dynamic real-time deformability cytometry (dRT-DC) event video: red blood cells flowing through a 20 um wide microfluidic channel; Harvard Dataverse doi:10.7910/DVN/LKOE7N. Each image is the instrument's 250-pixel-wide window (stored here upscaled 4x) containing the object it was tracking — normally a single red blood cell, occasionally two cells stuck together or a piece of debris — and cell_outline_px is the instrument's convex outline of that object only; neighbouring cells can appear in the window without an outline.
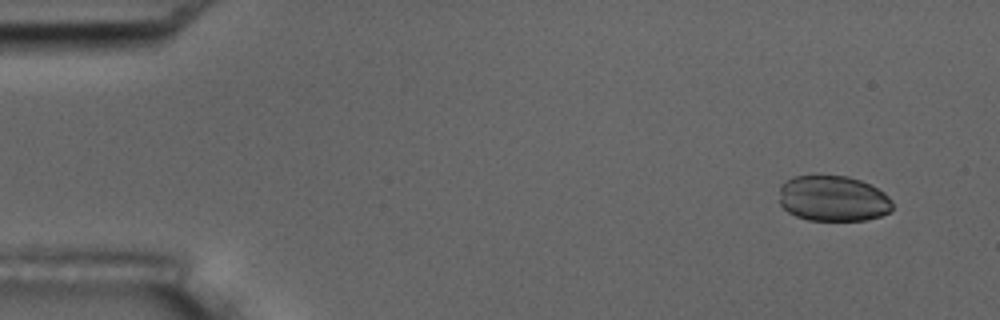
{"species": "common noctule bat (a hibernating species)", "species_latin": "Nyctalus noctula", "temperature_condition": "room temperature", "stored_images_in_passage": 5, "camera_frame_rate_fps": 3000, "um_per_image_px": 0.085, "animal": {"sex": "male", "body_mass_g": 17.5, "forearm_length_mm": 52.3}, "frame": {"image": 1, "passage_image": 1, "time_ms": 0.0, "image_size_px": [1000, 320], "cell_outline_px": [[892, 208], [888, 212], [880, 216], [864, 220], [808, 220], [796, 216], [788, 212], [780, 204], [780, 184], [796, 176], [816, 172], [848, 176], [860, 180], [884, 192], [892, 200]], "centroid_in_image_um": [70.78, 16.83], "position_along_channel_um": 14.2, "area_um2": 30.75}}